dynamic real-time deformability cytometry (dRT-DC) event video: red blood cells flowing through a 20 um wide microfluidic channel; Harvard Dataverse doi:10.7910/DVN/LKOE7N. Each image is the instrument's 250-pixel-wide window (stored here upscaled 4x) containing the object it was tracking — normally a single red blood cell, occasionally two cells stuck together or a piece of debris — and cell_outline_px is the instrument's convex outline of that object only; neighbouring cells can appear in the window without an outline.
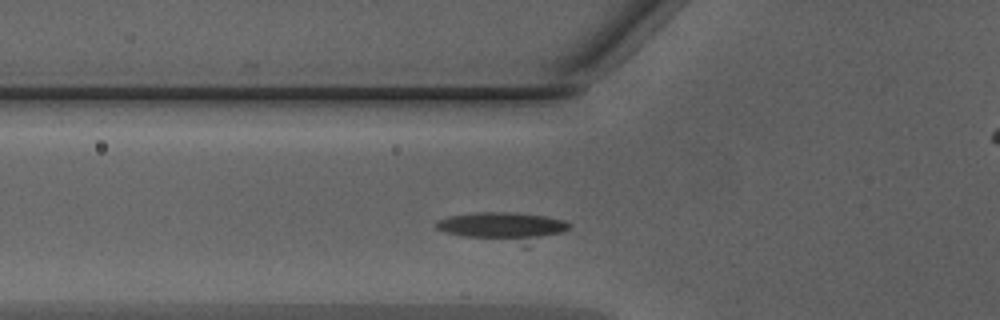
{"species": "Egyptian fruit bat (a non-hibernating species)", "species_latin": "Rousettus aegyptiacus", "temperature_condition": "warm", "stored_images_in_passage": 25, "camera_frame_rate_fps": 3000, "um_per_image_px": 0.085, "animal": {"sex": "male"}, "frame": {"image": 1, "passage_image": 2, "time_ms": 0.333, "image_size_px": [1000, 320], "cell_outline_px": [[572, 224], [564, 232], [528, 248], [524, 248], [464, 236], [448, 232], [436, 228], [436, 220], [448, 216], [476, 212], [516, 212], [548, 216], [564, 220]], "centroid_in_image_um": [42.9, 19.32], "position_along_channel_um": 82.9, "area_um2": 23.7}}
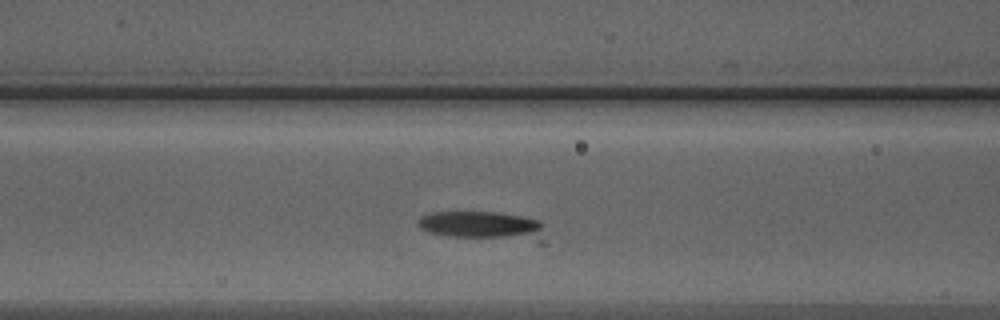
{"frame": {"image": 2, "passage_image": 5, "time_ms": 1.333, "image_size_px": [1000, 320], "cell_outline_px": [[548, 244], [536, 244], [448, 236], [428, 232], [420, 228], [416, 224], [416, 220], [420, 216], [428, 212], [496, 212], [524, 216], [540, 220], [544, 224]], "centroid_in_image_um": [41.22, 19.25], "position_along_channel_um": 125.4, "area_um2": 22.89}}
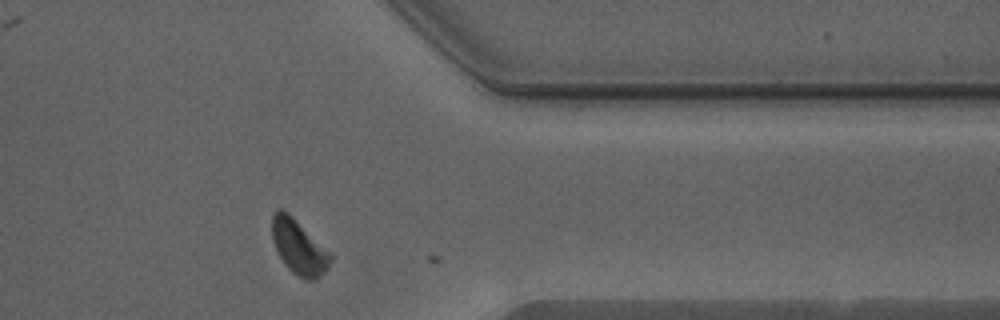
{"frame": {"image": 3, "passage_image": 24, "time_ms": 7.667, "image_size_px": [1000, 320], "cell_outline_px": [[332, 260], [328, 268], [316, 280], [304, 280], [292, 272], [284, 264], [272, 240], [272, 216], [280, 208], [288, 212], [332, 252]], "centroid_in_image_um": [25.44, 21.01], "position_along_channel_um": 386.0, "area_um2": 18.79}}